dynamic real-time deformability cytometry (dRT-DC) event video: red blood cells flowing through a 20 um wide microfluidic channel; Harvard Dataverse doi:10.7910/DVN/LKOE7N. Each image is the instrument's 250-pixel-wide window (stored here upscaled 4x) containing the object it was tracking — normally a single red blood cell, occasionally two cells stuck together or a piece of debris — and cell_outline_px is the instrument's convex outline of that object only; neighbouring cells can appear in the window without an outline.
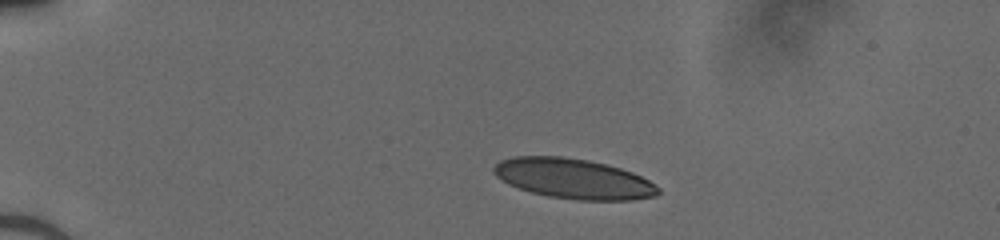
{"species": "human", "species_latin": "Homo sapiens", "temperature_condition": "cold", "stored_images_in_passage": 23, "camera_frame_rate_fps": 3000, "um_per_image_px": 0.085, "donor": {"sex": "male"}, "frame": {"image": 1, "passage_image": 1, "time_ms": 0.0, "image_size_px": [1000, 240], "cell_outline_px": [[660, 192], [656, 196], [632, 200], [580, 200], [548, 196], [532, 192], [520, 188], [496, 176], [492, 172], [492, 168], [500, 160], [512, 156], [564, 156], [588, 160], [608, 164], [632, 172], [648, 180], [660, 188]], "centroid_in_image_um": [48.76, 15.18], "position_along_channel_um": 36.2, "area_um2": 38.32}}
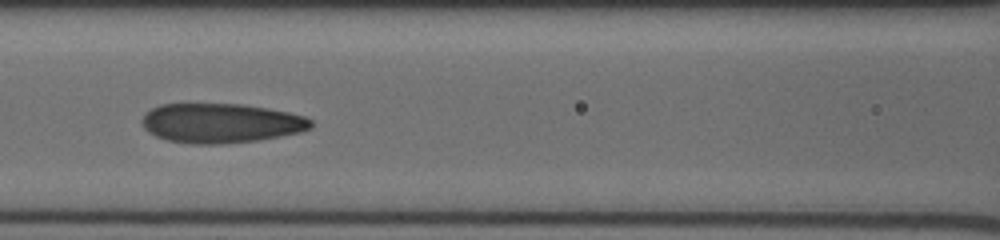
{"frame": {"image": 2, "passage_image": 14, "time_ms": 4.333, "image_size_px": [1000, 240], "cell_outline_px": [[312, 128], [300, 132], [256, 140], [220, 144], [192, 144], [168, 140], [156, 136], [144, 128], [144, 116], [152, 108], [160, 104], [240, 104], [288, 112], [304, 116], [312, 120]], "centroid_in_image_um": [18.79, 10.47], "position_along_channel_um": 147.8, "area_um2": 38.44}}
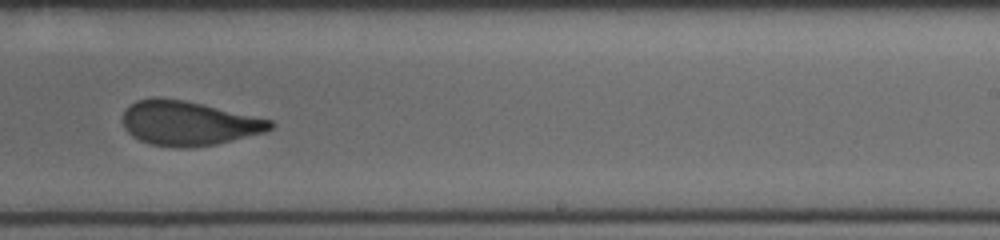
{"frame": {"image": 3, "passage_image": 23, "time_ms": 7.333, "image_size_px": [1000, 240], "cell_outline_px": [[276, 124], [272, 128], [264, 132], [216, 144], [188, 148], [176, 148], [148, 144], [132, 136], [124, 128], [124, 112], [136, 100], [156, 96], [184, 100], [272, 120]], "centroid_in_image_um": [16.01, 10.48], "position_along_channel_um": 273.0, "area_um2": 38.09}}